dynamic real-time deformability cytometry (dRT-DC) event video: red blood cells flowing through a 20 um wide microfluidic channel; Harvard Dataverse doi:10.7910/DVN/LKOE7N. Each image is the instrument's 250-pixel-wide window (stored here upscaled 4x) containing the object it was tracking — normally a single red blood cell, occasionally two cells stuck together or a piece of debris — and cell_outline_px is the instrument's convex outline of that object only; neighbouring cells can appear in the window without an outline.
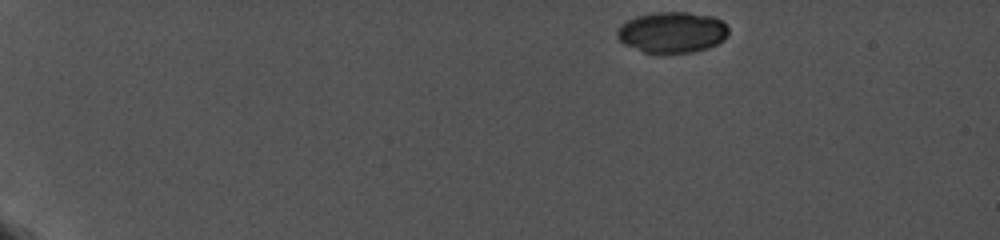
{"species": "common noctule bat (a hibernating species)", "species_latin": "Nyctalus noctula", "temperature_condition": "cold", "stored_images_in_passage": 16, "camera_frame_rate_fps": 5000, "um_per_image_px": 0.085, "animal": {"sex": "female", "body_mass_g": 19.0, "forearm_length_mm": 56.7}, "frame": {"image": 1, "passage_image": 1, "time_ms": 0.0, "image_size_px": [1000, 240], "cell_outline_px": [[728, 36], [724, 40], [708, 48], [692, 52], [660, 56], [644, 52], [624, 44], [616, 36], [616, 32], [620, 24], [636, 16], [656, 12], [688, 12], [712, 16], [720, 20], [728, 28]], "centroid_in_image_um": [57.11, 2.78], "position_along_channel_um": 27.9, "area_um2": 27.17}}